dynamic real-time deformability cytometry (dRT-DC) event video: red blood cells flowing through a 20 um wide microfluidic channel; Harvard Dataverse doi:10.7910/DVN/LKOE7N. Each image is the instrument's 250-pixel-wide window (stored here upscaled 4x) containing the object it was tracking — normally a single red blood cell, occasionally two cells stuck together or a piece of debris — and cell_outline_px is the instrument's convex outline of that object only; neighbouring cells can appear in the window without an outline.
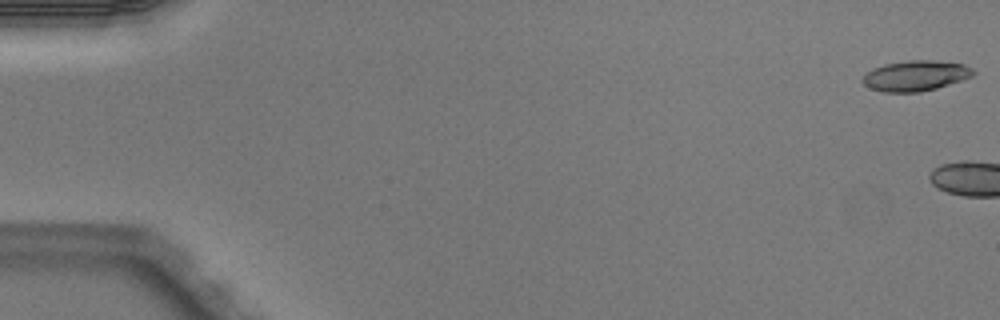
{"species": "Egyptian fruit bat (a non-hibernating species)", "species_latin": "Rousettus aegyptiacus", "temperature_condition": "warm", "stored_images_in_passage": 4, "camera_frame_rate_fps": 3000, "um_per_image_px": 0.085, "animal": {"sex": "male"}, "frame": {"image": 1, "passage_image": 1, "time_ms": 0.0, "image_size_px": [1000, 320], "cell_outline_px": [[976, 72], [972, 76], [936, 88], [920, 92], [884, 92], [872, 88], [864, 84], [860, 80], [872, 68], [884, 64], [908, 60], [932, 60], [964, 64], [972, 68]], "centroid_in_image_um": [77.81, 6.43], "position_along_channel_um": 7.2, "area_um2": 19.48}}